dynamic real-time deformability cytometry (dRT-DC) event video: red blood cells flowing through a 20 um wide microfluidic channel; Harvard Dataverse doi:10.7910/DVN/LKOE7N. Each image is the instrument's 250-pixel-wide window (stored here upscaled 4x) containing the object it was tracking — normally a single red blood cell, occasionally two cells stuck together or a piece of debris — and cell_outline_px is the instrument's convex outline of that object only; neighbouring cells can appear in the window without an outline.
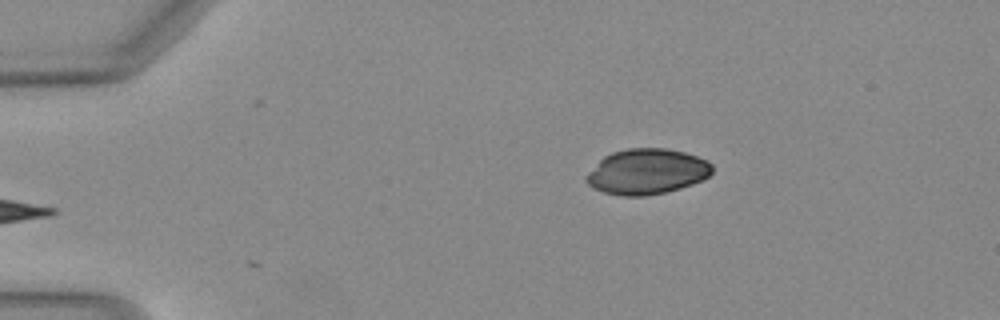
{"species": "Egyptian fruit bat (a non-hibernating species)", "species_latin": "Rousettus aegyptiacus", "temperature_condition": "warm", "stored_images_in_passage": 7, "camera_frame_rate_fps": 3000, "um_per_image_px": 0.085, "animal": {"sex": "female"}, "frame": {"image": 1, "passage_image": 1, "time_ms": 0.0, "image_size_px": [1000, 320], "cell_outline_px": [[712, 172], [704, 180], [680, 188], [664, 192], [644, 196], [624, 196], [604, 192], [588, 184], [584, 180], [584, 176], [604, 156], [612, 152], [628, 148], [668, 148], [684, 152], [708, 160], [712, 164]], "centroid_in_image_um": [54.99, 14.58], "position_along_channel_um": 30.0, "area_um2": 33.35}}
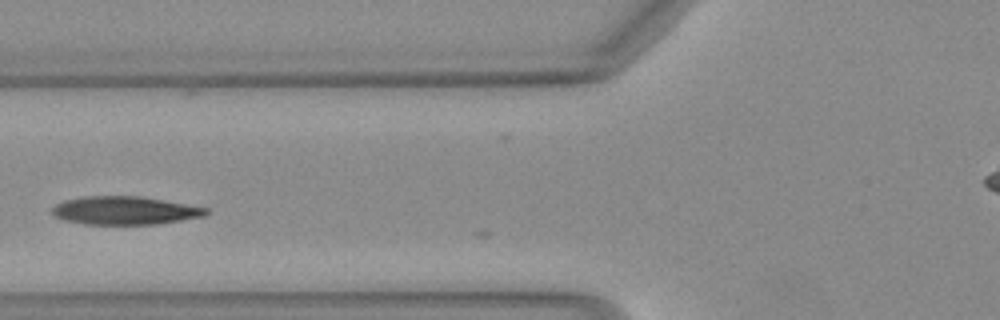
{"frame": {"image": 2, "passage_image": 3, "time_ms": 0.667, "image_size_px": [1000, 320], "cell_outline_px": [[208, 212], [204, 216], [156, 224], [84, 224], [64, 220], [56, 216], [52, 212], [52, 208], [56, 204], [64, 200], [88, 196], [140, 196], [208, 208]], "centroid_in_image_um": [10.59, 17.89], "position_along_channel_um": 115.2, "area_um2": 25.03}}